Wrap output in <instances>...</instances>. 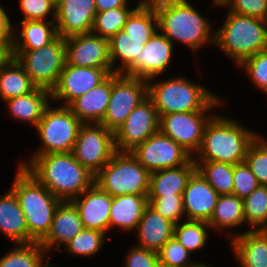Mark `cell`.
<instances>
[{"label": "cell", "instance_id": "35", "mask_svg": "<svg viewBox=\"0 0 267 267\" xmlns=\"http://www.w3.org/2000/svg\"><path fill=\"white\" fill-rule=\"evenodd\" d=\"M196 170L219 195L233 193V165L215 161H194Z\"/></svg>", "mask_w": 267, "mask_h": 267}, {"label": "cell", "instance_id": "32", "mask_svg": "<svg viewBox=\"0 0 267 267\" xmlns=\"http://www.w3.org/2000/svg\"><path fill=\"white\" fill-rule=\"evenodd\" d=\"M147 41L132 39L122 30L112 36L109 39V58L113 73L123 74L135 62V58H140Z\"/></svg>", "mask_w": 267, "mask_h": 267}, {"label": "cell", "instance_id": "21", "mask_svg": "<svg viewBox=\"0 0 267 267\" xmlns=\"http://www.w3.org/2000/svg\"><path fill=\"white\" fill-rule=\"evenodd\" d=\"M227 237L239 267H267V230L232 231Z\"/></svg>", "mask_w": 267, "mask_h": 267}, {"label": "cell", "instance_id": "9", "mask_svg": "<svg viewBox=\"0 0 267 267\" xmlns=\"http://www.w3.org/2000/svg\"><path fill=\"white\" fill-rule=\"evenodd\" d=\"M11 56L23 66L36 87L51 92L66 63L65 38L58 35L49 44L34 50H11Z\"/></svg>", "mask_w": 267, "mask_h": 267}, {"label": "cell", "instance_id": "17", "mask_svg": "<svg viewBox=\"0 0 267 267\" xmlns=\"http://www.w3.org/2000/svg\"><path fill=\"white\" fill-rule=\"evenodd\" d=\"M66 62L73 66L112 69L109 39L92 32L65 38Z\"/></svg>", "mask_w": 267, "mask_h": 267}, {"label": "cell", "instance_id": "48", "mask_svg": "<svg viewBox=\"0 0 267 267\" xmlns=\"http://www.w3.org/2000/svg\"><path fill=\"white\" fill-rule=\"evenodd\" d=\"M14 24L6 9L0 4V41H12Z\"/></svg>", "mask_w": 267, "mask_h": 267}, {"label": "cell", "instance_id": "12", "mask_svg": "<svg viewBox=\"0 0 267 267\" xmlns=\"http://www.w3.org/2000/svg\"><path fill=\"white\" fill-rule=\"evenodd\" d=\"M215 114L212 111L165 114L160 117L159 130L194 157L201 147L205 126Z\"/></svg>", "mask_w": 267, "mask_h": 267}, {"label": "cell", "instance_id": "29", "mask_svg": "<svg viewBox=\"0 0 267 267\" xmlns=\"http://www.w3.org/2000/svg\"><path fill=\"white\" fill-rule=\"evenodd\" d=\"M196 171L193 158L185 165L150 173L148 196L183 195L189 178Z\"/></svg>", "mask_w": 267, "mask_h": 267}, {"label": "cell", "instance_id": "50", "mask_svg": "<svg viewBox=\"0 0 267 267\" xmlns=\"http://www.w3.org/2000/svg\"><path fill=\"white\" fill-rule=\"evenodd\" d=\"M12 41H0V65L11 56Z\"/></svg>", "mask_w": 267, "mask_h": 267}, {"label": "cell", "instance_id": "3", "mask_svg": "<svg viewBox=\"0 0 267 267\" xmlns=\"http://www.w3.org/2000/svg\"><path fill=\"white\" fill-rule=\"evenodd\" d=\"M260 134L235 118L216 113L205 126L201 147L193 160L232 165L244 162L249 146Z\"/></svg>", "mask_w": 267, "mask_h": 267}, {"label": "cell", "instance_id": "47", "mask_svg": "<svg viewBox=\"0 0 267 267\" xmlns=\"http://www.w3.org/2000/svg\"><path fill=\"white\" fill-rule=\"evenodd\" d=\"M124 259V267H160L158 252L137 245L131 246Z\"/></svg>", "mask_w": 267, "mask_h": 267}, {"label": "cell", "instance_id": "43", "mask_svg": "<svg viewBox=\"0 0 267 267\" xmlns=\"http://www.w3.org/2000/svg\"><path fill=\"white\" fill-rule=\"evenodd\" d=\"M148 204L163 217L177 224L184 218L182 195L173 196H147Z\"/></svg>", "mask_w": 267, "mask_h": 267}, {"label": "cell", "instance_id": "33", "mask_svg": "<svg viewBox=\"0 0 267 267\" xmlns=\"http://www.w3.org/2000/svg\"><path fill=\"white\" fill-rule=\"evenodd\" d=\"M158 30V18L149 0H143L128 16L122 31L135 40H149Z\"/></svg>", "mask_w": 267, "mask_h": 267}, {"label": "cell", "instance_id": "44", "mask_svg": "<svg viewBox=\"0 0 267 267\" xmlns=\"http://www.w3.org/2000/svg\"><path fill=\"white\" fill-rule=\"evenodd\" d=\"M19 11L23 14L21 21H55L56 18V5L51 0H19ZM47 16L52 17L48 20Z\"/></svg>", "mask_w": 267, "mask_h": 267}, {"label": "cell", "instance_id": "23", "mask_svg": "<svg viewBox=\"0 0 267 267\" xmlns=\"http://www.w3.org/2000/svg\"><path fill=\"white\" fill-rule=\"evenodd\" d=\"M175 223L163 217L149 204L134 232L137 246L158 252L163 245L174 237Z\"/></svg>", "mask_w": 267, "mask_h": 267}, {"label": "cell", "instance_id": "53", "mask_svg": "<svg viewBox=\"0 0 267 267\" xmlns=\"http://www.w3.org/2000/svg\"><path fill=\"white\" fill-rule=\"evenodd\" d=\"M55 5H57L58 4V2L60 1V0H51Z\"/></svg>", "mask_w": 267, "mask_h": 267}, {"label": "cell", "instance_id": "6", "mask_svg": "<svg viewBox=\"0 0 267 267\" xmlns=\"http://www.w3.org/2000/svg\"><path fill=\"white\" fill-rule=\"evenodd\" d=\"M226 12L225 22L215 31V46L238 67L248 57L267 49V21Z\"/></svg>", "mask_w": 267, "mask_h": 267}, {"label": "cell", "instance_id": "54", "mask_svg": "<svg viewBox=\"0 0 267 267\" xmlns=\"http://www.w3.org/2000/svg\"><path fill=\"white\" fill-rule=\"evenodd\" d=\"M48 267H57V266H56V264H55V266H54V264H53V265H52V264H50Z\"/></svg>", "mask_w": 267, "mask_h": 267}, {"label": "cell", "instance_id": "18", "mask_svg": "<svg viewBox=\"0 0 267 267\" xmlns=\"http://www.w3.org/2000/svg\"><path fill=\"white\" fill-rule=\"evenodd\" d=\"M95 0H60L56 5L57 34L63 38L92 31Z\"/></svg>", "mask_w": 267, "mask_h": 267}, {"label": "cell", "instance_id": "15", "mask_svg": "<svg viewBox=\"0 0 267 267\" xmlns=\"http://www.w3.org/2000/svg\"><path fill=\"white\" fill-rule=\"evenodd\" d=\"M112 69L79 67L68 64L64 65L55 87L51 90V103L59 102L62 106H69L75 99L84 95L103 82Z\"/></svg>", "mask_w": 267, "mask_h": 267}, {"label": "cell", "instance_id": "52", "mask_svg": "<svg viewBox=\"0 0 267 267\" xmlns=\"http://www.w3.org/2000/svg\"><path fill=\"white\" fill-rule=\"evenodd\" d=\"M192 267H211L207 263H202V262H197L194 266Z\"/></svg>", "mask_w": 267, "mask_h": 267}, {"label": "cell", "instance_id": "7", "mask_svg": "<svg viewBox=\"0 0 267 267\" xmlns=\"http://www.w3.org/2000/svg\"><path fill=\"white\" fill-rule=\"evenodd\" d=\"M150 172L131 152H116L94 176V183L112 197L148 195Z\"/></svg>", "mask_w": 267, "mask_h": 267}, {"label": "cell", "instance_id": "8", "mask_svg": "<svg viewBox=\"0 0 267 267\" xmlns=\"http://www.w3.org/2000/svg\"><path fill=\"white\" fill-rule=\"evenodd\" d=\"M82 124L68 106L49 105L35 128L41 144L30 155L72 152Z\"/></svg>", "mask_w": 267, "mask_h": 267}, {"label": "cell", "instance_id": "19", "mask_svg": "<svg viewBox=\"0 0 267 267\" xmlns=\"http://www.w3.org/2000/svg\"><path fill=\"white\" fill-rule=\"evenodd\" d=\"M78 209L85 229L109 233L112 196L93 183L80 196L71 201Z\"/></svg>", "mask_w": 267, "mask_h": 267}, {"label": "cell", "instance_id": "38", "mask_svg": "<svg viewBox=\"0 0 267 267\" xmlns=\"http://www.w3.org/2000/svg\"><path fill=\"white\" fill-rule=\"evenodd\" d=\"M142 1L143 0H139L137 5L133 8L128 4L125 7L97 12L91 32L100 37L110 39L123 29L128 16Z\"/></svg>", "mask_w": 267, "mask_h": 267}, {"label": "cell", "instance_id": "25", "mask_svg": "<svg viewBox=\"0 0 267 267\" xmlns=\"http://www.w3.org/2000/svg\"><path fill=\"white\" fill-rule=\"evenodd\" d=\"M111 95V74L98 86L75 99L68 107L83 123H101Z\"/></svg>", "mask_w": 267, "mask_h": 267}, {"label": "cell", "instance_id": "39", "mask_svg": "<svg viewBox=\"0 0 267 267\" xmlns=\"http://www.w3.org/2000/svg\"><path fill=\"white\" fill-rule=\"evenodd\" d=\"M106 233L83 228L74 238L65 244L68 255L80 257H93L97 255L106 242Z\"/></svg>", "mask_w": 267, "mask_h": 267}, {"label": "cell", "instance_id": "30", "mask_svg": "<svg viewBox=\"0 0 267 267\" xmlns=\"http://www.w3.org/2000/svg\"><path fill=\"white\" fill-rule=\"evenodd\" d=\"M36 88L23 66L10 56L0 65V99L6 101L11 98L30 93Z\"/></svg>", "mask_w": 267, "mask_h": 267}, {"label": "cell", "instance_id": "41", "mask_svg": "<svg viewBox=\"0 0 267 267\" xmlns=\"http://www.w3.org/2000/svg\"><path fill=\"white\" fill-rule=\"evenodd\" d=\"M191 255L175 237L168 240L158 251L160 266L162 267H192L198 260L195 261Z\"/></svg>", "mask_w": 267, "mask_h": 267}, {"label": "cell", "instance_id": "51", "mask_svg": "<svg viewBox=\"0 0 267 267\" xmlns=\"http://www.w3.org/2000/svg\"><path fill=\"white\" fill-rule=\"evenodd\" d=\"M228 0H212V3L217 6V8H221L225 5V3L227 2Z\"/></svg>", "mask_w": 267, "mask_h": 267}, {"label": "cell", "instance_id": "16", "mask_svg": "<svg viewBox=\"0 0 267 267\" xmlns=\"http://www.w3.org/2000/svg\"><path fill=\"white\" fill-rule=\"evenodd\" d=\"M174 49L173 43L157 30L144 44L140 58H135L123 75L145 80L159 77L170 68Z\"/></svg>", "mask_w": 267, "mask_h": 267}, {"label": "cell", "instance_id": "27", "mask_svg": "<svg viewBox=\"0 0 267 267\" xmlns=\"http://www.w3.org/2000/svg\"><path fill=\"white\" fill-rule=\"evenodd\" d=\"M20 23V24H19ZM14 32L11 50H34L52 42L57 36L55 21L25 20L13 22ZM20 30L17 31V26Z\"/></svg>", "mask_w": 267, "mask_h": 267}, {"label": "cell", "instance_id": "2", "mask_svg": "<svg viewBox=\"0 0 267 267\" xmlns=\"http://www.w3.org/2000/svg\"><path fill=\"white\" fill-rule=\"evenodd\" d=\"M158 18V30L173 45L181 43L197 52L206 45L215 46V31L208 18L188 0H149Z\"/></svg>", "mask_w": 267, "mask_h": 267}, {"label": "cell", "instance_id": "49", "mask_svg": "<svg viewBox=\"0 0 267 267\" xmlns=\"http://www.w3.org/2000/svg\"><path fill=\"white\" fill-rule=\"evenodd\" d=\"M130 0H95L96 12H104L110 9L125 7Z\"/></svg>", "mask_w": 267, "mask_h": 267}, {"label": "cell", "instance_id": "31", "mask_svg": "<svg viewBox=\"0 0 267 267\" xmlns=\"http://www.w3.org/2000/svg\"><path fill=\"white\" fill-rule=\"evenodd\" d=\"M208 224L221 233L245 224L243 199L233 194L220 195Z\"/></svg>", "mask_w": 267, "mask_h": 267}, {"label": "cell", "instance_id": "22", "mask_svg": "<svg viewBox=\"0 0 267 267\" xmlns=\"http://www.w3.org/2000/svg\"><path fill=\"white\" fill-rule=\"evenodd\" d=\"M78 209L71 201H62L57 207L51 228L47 236L40 242L47 254L50 250H60L68 241L83 229ZM55 248V249H54Z\"/></svg>", "mask_w": 267, "mask_h": 267}, {"label": "cell", "instance_id": "28", "mask_svg": "<svg viewBox=\"0 0 267 267\" xmlns=\"http://www.w3.org/2000/svg\"><path fill=\"white\" fill-rule=\"evenodd\" d=\"M50 101V91L36 87L28 94L4 101V104L9 109L7 114L10 117L19 120L20 123L27 122L36 128L44 111L51 104Z\"/></svg>", "mask_w": 267, "mask_h": 267}, {"label": "cell", "instance_id": "37", "mask_svg": "<svg viewBox=\"0 0 267 267\" xmlns=\"http://www.w3.org/2000/svg\"><path fill=\"white\" fill-rule=\"evenodd\" d=\"M245 225L249 230L267 229V186L259 185L243 199Z\"/></svg>", "mask_w": 267, "mask_h": 267}, {"label": "cell", "instance_id": "36", "mask_svg": "<svg viewBox=\"0 0 267 267\" xmlns=\"http://www.w3.org/2000/svg\"><path fill=\"white\" fill-rule=\"evenodd\" d=\"M211 229L207 221L183 220L174 227V237L190 252L201 250L208 240V230Z\"/></svg>", "mask_w": 267, "mask_h": 267}, {"label": "cell", "instance_id": "46", "mask_svg": "<svg viewBox=\"0 0 267 267\" xmlns=\"http://www.w3.org/2000/svg\"><path fill=\"white\" fill-rule=\"evenodd\" d=\"M224 8L240 15L261 18L267 21V0H228Z\"/></svg>", "mask_w": 267, "mask_h": 267}, {"label": "cell", "instance_id": "11", "mask_svg": "<svg viewBox=\"0 0 267 267\" xmlns=\"http://www.w3.org/2000/svg\"><path fill=\"white\" fill-rule=\"evenodd\" d=\"M114 132L100 123L82 124L73 148L75 159L94 176L116 153Z\"/></svg>", "mask_w": 267, "mask_h": 267}, {"label": "cell", "instance_id": "14", "mask_svg": "<svg viewBox=\"0 0 267 267\" xmlns=\"http://www.w3.org/2000/svg\"><path fill=\"white\" fill-rule=\"evenodd\" d=\"M159 115L153 101L147 97L114 132L117 152H131L159 131Z\"/></svg>", "mask_w": 267, "mask_h": 267}, {"label": "cell", "instance_id": "4", "mask_svg": "<svg viewBox=\"0 0 267 267\" xmlns=\"http://www.w3.org/2000/svg\"><path fill=\"white\" fill-rule=\"evenodd\" d=\"M147 84L148 97L153 101L159 118L176 112L215 111L227 103L202 83L197 84L182 75L160 81L157 76L147 80Z\"/></svg>", "mask_w": 267, "mask_h": 267}, {"label": "cell", "instance_id": "45", "mask_svg": "<svg viewBox=\"0 0 267 267\" xmlns=\"http://www.w3.org/2000/svg\"><path fill=\"white\" fill-rule=\"evenodd\" d=\"M259 185L257 178L245 161L233 165V195L244 199Z\"/></svg>", "mask_w": 267, "mask_h": 267}, {"label": "cell", "instance_id": "1", "mask_svg": "<svg viewBox=\"0 0 267 267\" xmlns=\"http://www.w3.org/2000/svg\"><path fill=\"white\" fill-rule=\"evenodd\" d=\"M21 160L24 167L61 201H72L94 183V175L72 152L49 153Z\"/></svg>", "mask_w": 267, "mask_h": 267}, {"label": "cell", "instance_id": "5", "mask_svg": "<svg viewBox=\"0 0 267 267\" xmlns=\"http://www.w3.org/2000/svg\"><path fill=\"white\" fill-rule=\"evenodd\" d=\"M10 189L24 213L29 236L40 243L49 233L55 211L62 202L24 167L17 165Z\"/></svg>", "mask_w": 267, "mask_h": 267}, {"label": "cell", "instance_id": "10", "mask_svg": "<svg viewBox=\"0 0 267 267\" xmlns=\"http://www.w3.org/2000/svg\"><path fill=\"white\" fill-rule=\"evenodd\" d=\"M147 97V80L112 73L110 100L100 124L115 132L135 107Z\"/></svg>", "mask_w": 267, "mask_h": 267}, {"label": "cell", "instance_id": "13", "mask_svg": "<svg viewBox=\"0 0 267 267\" xmlns=\"http://www.w3.org/2000/svg\"><path fill=\"white\" fill-rule=\"evenodd\" d=\"M131 153L150 173L185 165L193 158L160 130L138 145Z\"/></svg>", "mask_w": 267, "mask_h": 267}, {"label": "cell", "instance_id": "26", "mask_svg": "<svg viewBox=\"0 0 267 267\" xmlns=\"http://www.w3.org/2000/svg\"><path fill=\"white\" fill-rule=\"evenodd\" d=\"M148 195L125 194L112 197L110 206L109 231L121 228L123 232H135L148 205Z\"/></svg>", "mask_w": 267, "mask_h": 267}, {"label": "cell", "instance_id": "24", "mask_svg": "<svg viewBox=\"0 0 267 267\" xmlns=\"http://www.w3.org/2000/svg\"><path fill=\"white\" fill-rule=\"evenodd\" d=\"M0 231L15 244H30L26 219L17 197L11 189L0 195Z\"/></svg>", "mask_w": 267, "mask_h": 267}, {"label": "cell", "instance_id": "40", "mask_svg": "<svg viewBox=\"0 0 267 267\" xmlns=\"http://www.w3.org/2000/svg\"><path fill=\"white\" fill-rule=\"evenodd\" d=\"M246 164L260 185L267 186V137L260 134L249 146L245 156Z\"/></svg>", "mask_w": 267, "mask_h": 267}, {"label": "cell", "instance_id": "20", "mask_svg": "<svg viewBox=\"0 0 267 267\" xmlns=\"http://www.w3.org/2000/svg\"><path fill=\"white\" fill-rule=\"evenodd\" d=\"M219 194L196 170L183 192L184 215L187 220L209 221Z\"/></svg>", "mask_w": 267, "mask_h": 267}, {"label": "cell", "instance_id": "34", "mask_svg": "<svg viewBox=\"0 0 267 267\" xmlns=\"http://www.w3.org/2000/svg\"><path fill=\"white\" fill-rule=\"evenodd\" d=\"M44 247L38 243L15 244L0 258V267H48L51 262ZM47 257V261L44 262ZM49 258V259H48Z\"/></svg>", "mask_w": 267, "mask_h": 267}, {"label": "cell", "instance_id": "42", "mask_svg": "<svg viewBox=\"0 0 267 267\" xmlns=\"http://www.w3.org/2000/svg\"><path fill=\"white\" fill-rule=\"evenodd\" d=\"M238 68L244 69L250 82L267 95V49L248 57Z\"/></svg>", "mask_w": 267, "mask_h": 267}]
</instances>
